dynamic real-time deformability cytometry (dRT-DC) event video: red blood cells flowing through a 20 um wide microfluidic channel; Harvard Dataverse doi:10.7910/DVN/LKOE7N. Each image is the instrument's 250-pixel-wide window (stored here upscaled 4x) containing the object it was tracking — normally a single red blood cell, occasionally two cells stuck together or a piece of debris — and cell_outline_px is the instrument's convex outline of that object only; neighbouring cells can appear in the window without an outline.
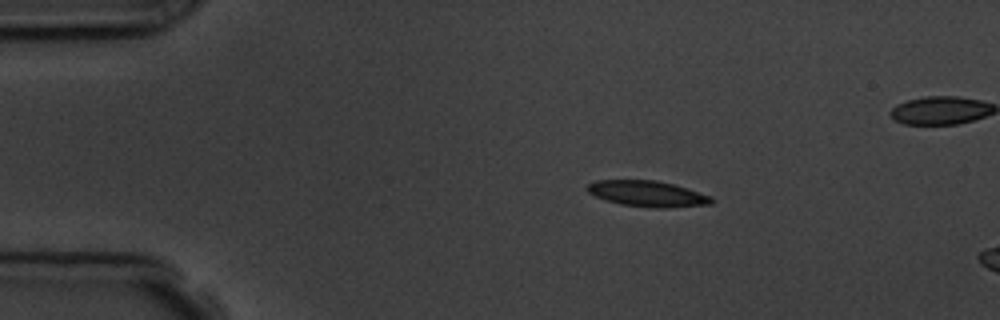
{"species": "common noctule bat (a hibernating species)", "species_latin": "Nyctalus noctula", "temperature_condition": "room temperature", "stored_images_in_passage": 4, "camera_frame_rate_fps": 3000, "um_per_image_px": 0.085, "animal": {"sex": "male", "body_mass_g": 19.5, "forearm_length_mm": 54.6}, "frame": {"image": 1, "passage_image": 2, "time_ms": 2.0, "image_size_px": [1000, 320], "cell_outline_px": [[716, 200], [712, 204], [672, 208], [652, 208], [620, 204], [604, 200], [588, 192], [584, 188], [588, 184], [596, 180], [656, 180], [672, 184], [712, 196]], "centroid_in_image_um": [55.04, 16.48], "position_along_channel_um": 30.0, "area_um2": 18.96}}